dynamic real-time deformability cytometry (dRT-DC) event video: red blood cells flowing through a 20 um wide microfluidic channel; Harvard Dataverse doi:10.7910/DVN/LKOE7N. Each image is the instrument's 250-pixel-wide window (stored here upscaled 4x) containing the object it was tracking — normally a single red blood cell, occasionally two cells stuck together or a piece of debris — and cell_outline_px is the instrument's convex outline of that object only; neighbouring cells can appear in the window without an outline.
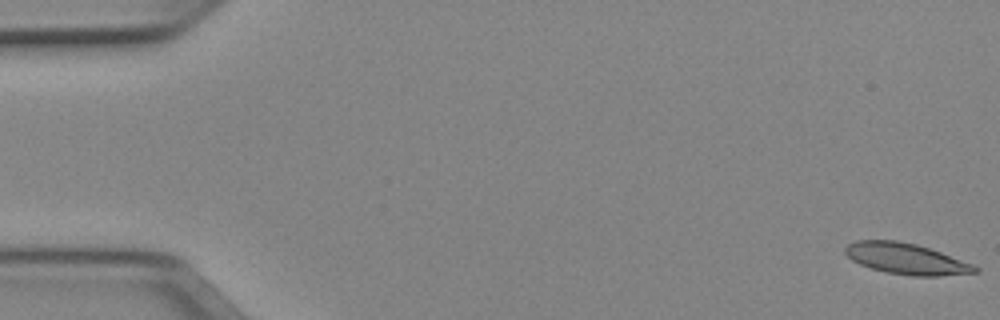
{"species": "Egyptian fruit bat (a non-hibernating species)", "species_latin": "Rousettus aegyptiacus", "temperature_condition": "cold", "stored_images_in_passage": 51, "camera_frame_rate_fps": 3000, "um_per_image_px": 0.085, "animal": {"sex": "female"}, "frame": {"image": 1, "passage_image": 1, "time_ms": 0.0, "image_size_px": [1000, 320], "cell_outline_px": [[980, 272], [936, 276], [912, 276], [884, 272], [860, 264], [852, 260], [844, 252], [844, 248], [848, 244], [856, 240], [896, 240], [916, 244], [940, 252], [972, 264], [980, 268]], "centroid_in_image_um": [77.01, 21.99], "position_along_channel_um": 8.0, "area_um2": 23.35}}
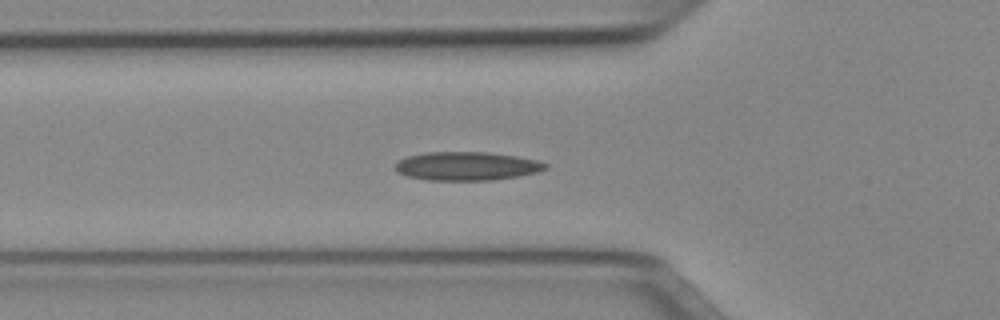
{"frame": {"image": 2, "passage_image": 18, "time_ms": 5.667, "image_size_px": [1000, 320], "cell_outline_px": [[548, 168], [540, 172], [492, 180], [428, 180], [408, 176], [396, 172], [396, 164], [400, 160], [408, 156], [424, 152], [488, 152], [516, 156], [536, 160], [548, 164]], "centroid_in_image_um": [39.7, 14.11], "position_along_channel_um": 86.1, "area_um2": 24.97}}
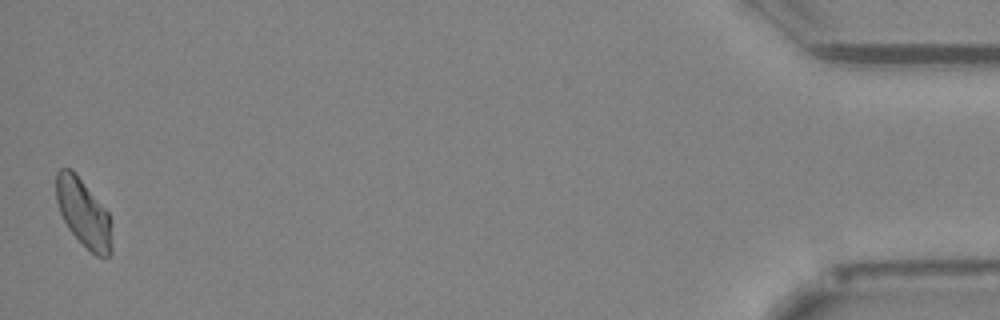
{"frame": {"image": 3, "passage_image": 51, "time_ms": 16.667, "image_size_px": [1000, 320], "cell_outline_px": [[112, 252], [108, 256], [96, 256], [68, 228], [60, 212], [56, 200], [56, 172], [60, 168], [72, 168], [108, 212], [112, 248]], "centroid_in_image_um": [7.07, 18.06], "position_along_channel_um": 428.1, "area_um2": 21.62}, "authors_computed_cell_mechanics": {"area_um2": 23.6402, "velocity_mm_per_s": 3.9279, "shape_relaxation_time_tau1_ms": null, "shape_relaxation_time_tau2_ms": 6.7566, "deformation_change_tau1": null, "deformation_change_tau2": 0.147}}